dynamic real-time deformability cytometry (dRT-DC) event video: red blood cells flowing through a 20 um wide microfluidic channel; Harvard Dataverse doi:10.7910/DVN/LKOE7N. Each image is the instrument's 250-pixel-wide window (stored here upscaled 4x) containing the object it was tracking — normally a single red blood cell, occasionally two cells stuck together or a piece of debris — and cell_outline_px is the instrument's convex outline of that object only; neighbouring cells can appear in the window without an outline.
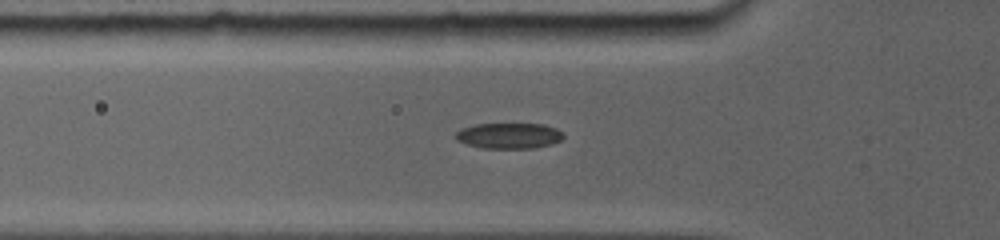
{"species": "common noctule bat (a hibernating species)", "species_latin": "Nyctalus noctula", "temperature_condition": "room temperature", "stored_images_in_passage": 6, "camera_frame_rate_fps": 5000, "um_per_image_px": 0.085, "animal": {"sex": "female", "body_mass_g": 19.0, "forearm_length_mm": 56.7}, "frame": {"image": 1, "passage_image": 6, "time_ms": 5.0, "image_size_px": [1000, 240], "cell_outline_px": [[564, 136], [560, 140], [548, 144], [532, 148], [484, 148], [468, 144], [460, 140], [456, 136], [456, 132], [464, 128], [476, 124], [540, 124], [552, 128], [560, 132]], "centroid_in_image_um": [43.24, 11.53], "position_along_channel_um": 82.6, "area_um2": 15.49}}